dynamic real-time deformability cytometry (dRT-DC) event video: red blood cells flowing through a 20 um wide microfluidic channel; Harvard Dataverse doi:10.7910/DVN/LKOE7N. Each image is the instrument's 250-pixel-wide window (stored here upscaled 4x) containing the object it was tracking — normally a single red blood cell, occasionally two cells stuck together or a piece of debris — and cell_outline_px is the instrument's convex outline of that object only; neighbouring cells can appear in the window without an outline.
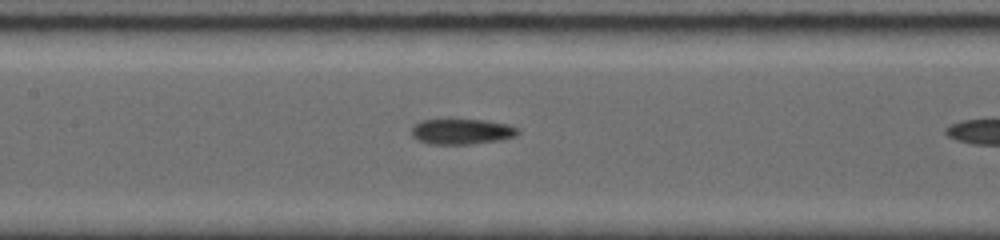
{"species": "common noctule bat (a hibernating species)", "species_latin": "Nyctalus noctula", "temperature_condition": "room temperature", "stored_images_in_passage": 8, "camera_frame_rate_fps": 5000, "um_per_image_px": 0.085, "animal": {"sex": "female", "body_mass_g": 19.0, "forearm_length_mm": 56.7}, "frame": {"image": 1, "passage_image": 7, "time_ms": 0.8, "image_size_px": [1000, 240], "cell_outline_px": [[520, 132], [516, 136], [500, 140], [468, 144], [428, 144], [416, 140], [412, 136], [412, 124], [420, 120], [484, 120], [508, 124], [520, 128]], "centroid_in_image_um": [39.24, 11.18], "position_along_channel_um": 168.2, "area_um2": 15.95}}